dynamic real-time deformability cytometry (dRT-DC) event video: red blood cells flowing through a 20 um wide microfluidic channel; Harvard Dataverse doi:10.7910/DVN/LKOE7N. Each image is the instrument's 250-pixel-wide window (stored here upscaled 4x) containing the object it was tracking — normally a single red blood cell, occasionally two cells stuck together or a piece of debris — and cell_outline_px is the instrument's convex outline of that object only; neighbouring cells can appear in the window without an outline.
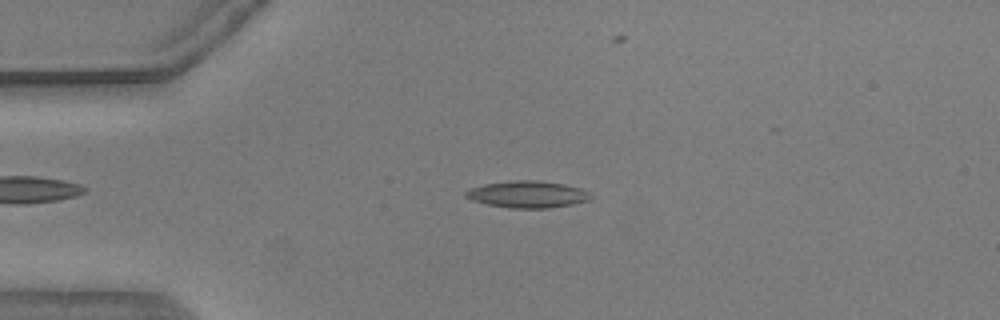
{"species": "common noctule bat (a hibernating species)", "species_latin": "Nyctalus noctula", "temperature_condition": "warm", "stored_images_in_passage": 49, "camera_frame_rate_fps": 3000, "um_per_image_px": 0.085, "animal": {"sex": "male", "body_mass_g": 20.5, "forearm_length_mm": 52.5}, "frame": {"image": 1, "passage_image": 12, "time_ms": 3.667, "image_size_px": [1000, 320], "cell_outline_px": [[592, 196], [588, 200], [572, 204], [548, 208], [512, 208], [488, 204], [472, 200], [464, 196], [464, 192], [472, 188], [484, 184], [512, 180], [536, 180], [564, 184], [580, 188], [588, 192]], "centroid_in_image_um": [44.83, 16.51], "position_along_channel_um": 40.2, "area_um2": 19.36}}
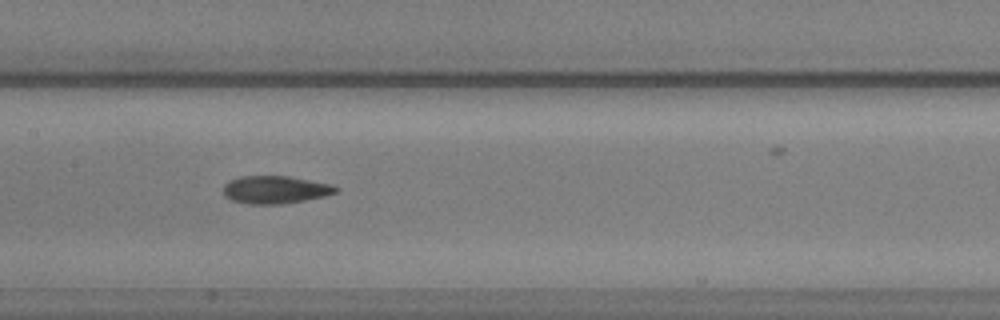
{"frame": {"image": 2, "passage_image": 26, "time_ms": 8.333, "image_size_px": [1000, 320], "cell_outline_px": [[340, 188], [336, 192], [324, 196], [304, 200], [280, 204], [248, 204], [232, 200], [224, 196], [224, 184], [228, 180], [240, 176], [288, 176], [328, 184]], "centroid_in_image_um": [23.34, 16.12], "position_along_channel_um": 184.1, "area_um2": 18.03}}
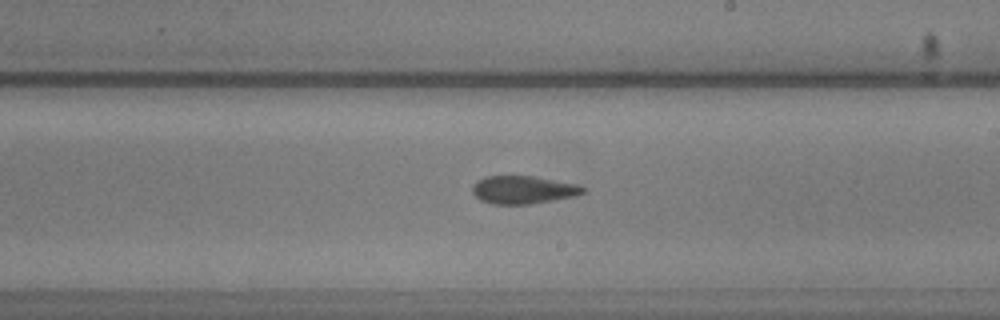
{"frame": {"image": 3, "passage_image": 31, "time_ms": 10.0, "image_size_px": [1000, 320], "cell_outline_px": [[584, 192], [576, 196], [532, 204], [492, 204], [480, 200], [472, 192], [472, 184], [476, 180], [484, 176], [532, 176], [576, 184], [584, 188]], "centroid_in_image_um": [44.42, 16.13], "position_along_channel_um": 244.6, "area_um2": 18.03}, "authors_computed_cell_mechanics": {"area_um2": 18.5538, "velocity_mm_per_s": 3.6462, "shape_relaxation_time_tau1_ms": null, "shape_relaxation_time_tau2_ms": 3.4545, "deformation_change_tau1": null, "deformation_change_tau2": 0.1103}}